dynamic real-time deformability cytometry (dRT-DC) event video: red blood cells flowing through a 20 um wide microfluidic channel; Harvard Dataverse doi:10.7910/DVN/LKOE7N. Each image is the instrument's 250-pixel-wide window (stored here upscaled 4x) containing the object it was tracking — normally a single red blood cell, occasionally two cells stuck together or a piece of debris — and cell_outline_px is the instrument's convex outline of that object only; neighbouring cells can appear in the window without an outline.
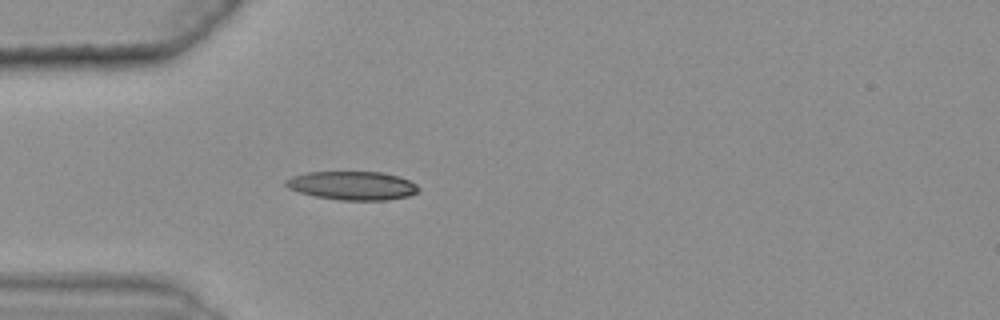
{"species": "common noctule bat (a hibernating species)", "species_latin": "Nyctalus noctula", "temperature_condition": "warm", "stored_images_in_passage": 32, "camera_frame_rate_fps": 3000, "um_per_image_px": 0.085, "animal": {"sex": "female", "body_mass_g": 25.1}, "frame": {"image": 1, "passage_image": 1, "time_ms": 0.0, "image_size_px": [1000, 320], "cell_outline_px": [[420, 188], [416, 192], [408, 196], [388, 200], [340, 200], [316, 196], [300, 192], [288, 188], [284, 184], [284, 180], [292, 176], [308, 172], [384, 172], [400, 176], [416, 184]], "centroid_in_image_um": [29.96, 15.77], "position_along_channel_um": 55.0, "area_um2": 22.14}}
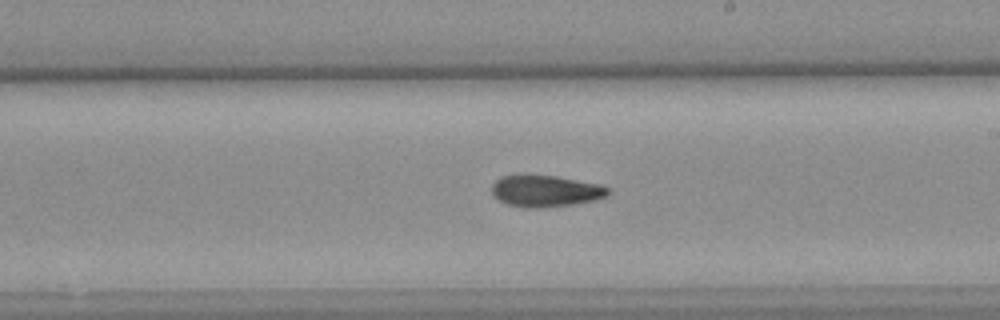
{"frame": {"image": 2, "passage_image": 17, "time_ms": 5.333, "image_size_px": [1000, 320], "cell_outline_px": [[608, 196], [592, 200], [572, 204], [544, 208], [528, 208], [508, 204], [500, 200], [492, 192], [492, 184], [500, 176], [556, 176], [600, 184], [608, 188]], "centroid_in_image_um": [46.38, 16.24], "position_along_channel_um": 242.6, "area_um2": 20.98}}
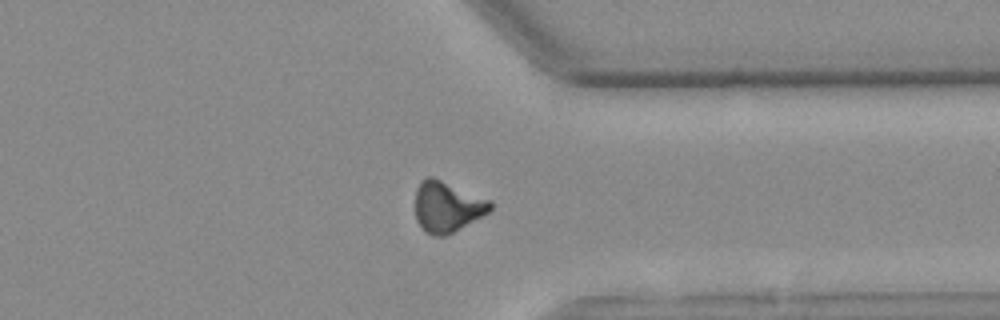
{"frame": {"image": 3, "passage_image": 28, "time_ms": 9.0, "image_size_px": [1000, 320], "cell_outline_px": [[492, 208], [488, 212], [452, 232], [444, 236], [432, 236], [416, 220], [416, 188], [420, 180], [428, 176], [432, 176], [492, 200]], "centroid_in_image_um": [38.0, 17.53], "position_along_channel_um": 373.4, "area_um2": 21.96}, "authors_computed_cell_mechanics": {"area_um2": 21.5016, "velocity_mm_per_s": 3.6299, "shape_relaxation_time_tau1_ms": 7.9857, "shape_relaxation_time_tau2_ms": 9.9016, "deformation_change_tau1": 0.2226, "deformation_change_tau2": 0.1833}}